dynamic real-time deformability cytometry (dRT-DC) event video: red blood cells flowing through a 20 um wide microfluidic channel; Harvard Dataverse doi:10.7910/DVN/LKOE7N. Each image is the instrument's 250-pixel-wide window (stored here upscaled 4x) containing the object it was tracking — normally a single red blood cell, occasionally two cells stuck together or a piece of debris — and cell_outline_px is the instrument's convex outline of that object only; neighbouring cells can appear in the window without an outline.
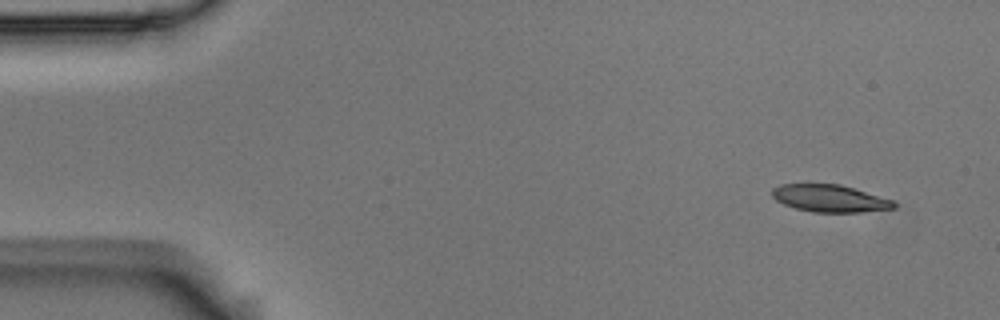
{"species": "Egyptian fruit bat (a non-hibernating species)", "species_latin": "Rousettus aegyptiacus", "temperature_condition": "room temperature", "stored_images_in_passage": 5, "camera_frame_rate_fps": 3000, "um_per_image_px": 0.085, "animal": {"sex": "male"}, "frame": {"image": 1, "passage_image": 1, "time_ms": 0.0, "image_size_px": [1000, 320], "cell_outline_px": [[896, 208], [860, 212], [812, 212], [796, 208], [784, 204], [776, 200], [772, 196], [772, 188], [780, 184], [840, 184], [892, 200], [896, 204]], "centroid_in_image_um": [70.51, 16.86], "position_along_channel_um": 14.5, "area_um2": 19.19}}